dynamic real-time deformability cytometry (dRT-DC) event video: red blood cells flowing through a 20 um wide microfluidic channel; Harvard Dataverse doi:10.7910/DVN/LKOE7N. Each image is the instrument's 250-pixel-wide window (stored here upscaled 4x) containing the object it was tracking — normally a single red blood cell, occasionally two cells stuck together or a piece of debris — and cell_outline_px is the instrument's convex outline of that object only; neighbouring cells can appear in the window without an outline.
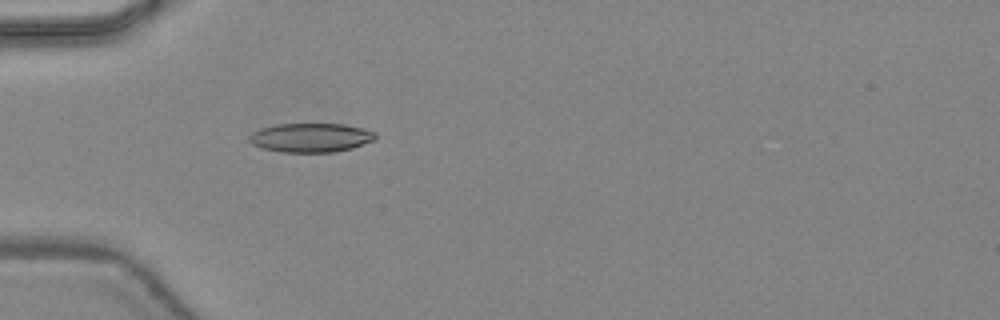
{"species": "common noctule bat (a hibernating species)", "species_latin": "Nyctalus noctula", "temperature_condition": "warm", "stored_images_in_passage": 5, "camera_frame_rate_fps": 3000, "um_per_image_px": 0.085, "animal": {"sex": "female", "body_mass_g": 24.6, "forearm_length_mm": 56.2}, "frame": {"image": 1, "passage_image": 1, "time_ms": 0.0, "image_size_px": [1000, 320], "cell_outline_px": [[376, 140], [352, 148], [332, 152], [280, 152], [264, 148], [252, 144], [248, 140], [248, 136], [252, 132], [260, 128], [276, 124], [344, 124], [376, 132]], "centroid_in_image_um": [26.4, 11.7], "position_along_channel_um": 58.6, "area_um2": 21.39}}
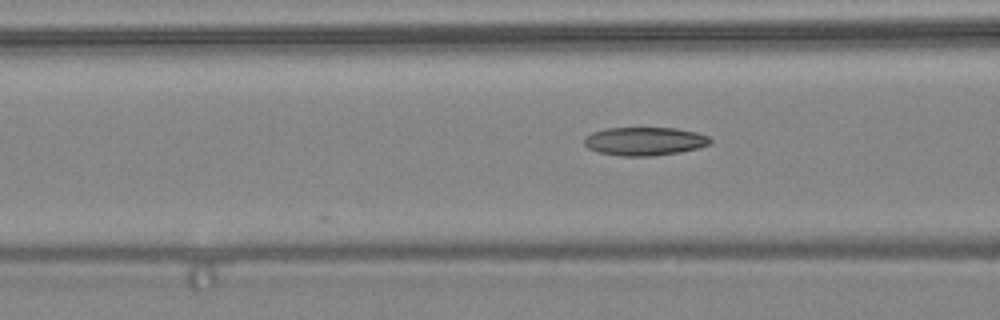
{"frame": {"image": 2, "passage_image": 5, "time_ms": 1.333, "image_size_px": [1000, 320], "cell_outline_px": [[712, 140], [708, 144], [696, 148], [680, 152], [656, 156], [620, 156], [596, 152], [588, 148], [584, 144], [584, 136], [592, 132], [604, 128], [676, 128], [696, 132], [708, 136]], "centroid_in_image_um": [54.74, 12.01], "position_along_channel_um": 111.9, "area_um2": 20.98}}